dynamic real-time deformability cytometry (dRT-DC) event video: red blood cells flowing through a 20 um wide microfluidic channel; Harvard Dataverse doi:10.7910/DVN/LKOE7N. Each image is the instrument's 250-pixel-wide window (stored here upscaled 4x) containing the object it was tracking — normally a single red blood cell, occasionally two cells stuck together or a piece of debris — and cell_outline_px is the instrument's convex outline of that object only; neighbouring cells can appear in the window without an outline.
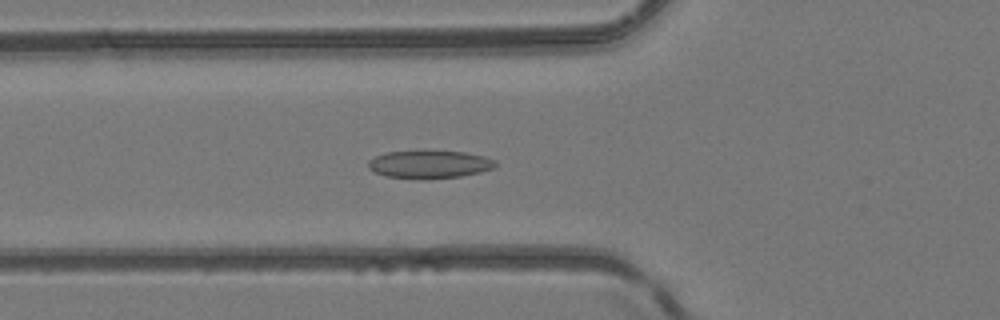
{"species": "common noctule bat (a hibernating species)", "species_latin": "Nyctalus noctula", "temperature_condition": "room temperature", "stored_images_in_passage": 30, "camera_frame_rate_fps": 3000, "um_per_image_px": 0.085, "animal": {"sex": "female", "body_mass_g": 24.6, "forearm_length_mm": 56.2}, "frame": {"image": 1, "passage_image": 19, "time_ms": 6.0, "image_size_px": [1000, 320], "cell_outline_px": [[496, 164], [492, 168], [480, 172], [460, 176], [424, 180], [420, 180], [384, 176], [368, 168], [368, 160], [376, 156], [388, 152], [464, 152], [484, 156], [496, 160]], "centroid_in_image_um": [36.49, 14.0], "position_along_channel_um": 89.3, "area_um2": 20.46}}
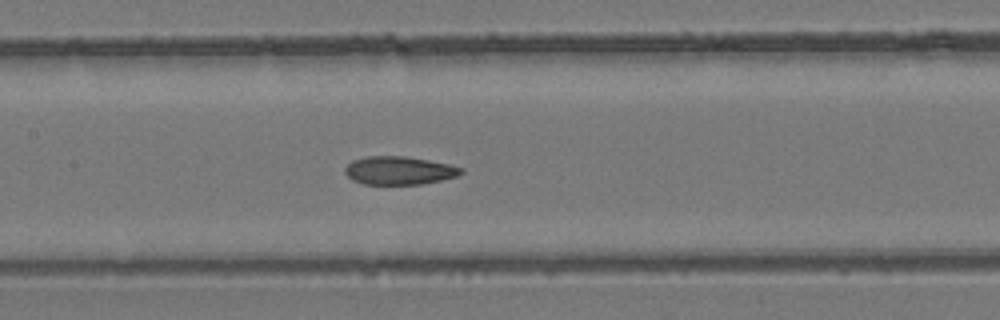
{"frame": {"image": 2, "passage_image": 25, "time_ms": 8.0, "image_size_px": [1000, 320], "cell_outline_px": [[464, 172], [456, 176], [440, 180], [420, 184], [364, 184], [352, 180], [344, 172], [344, 168], [352, 160], [368, 156], [404, 156], [428, 160], [448, 164], [464, 168]], "centroid_in_image_um": [33.9, 14.49], "position_along_channel_um": 173.5, "area_um2": 19.02}}
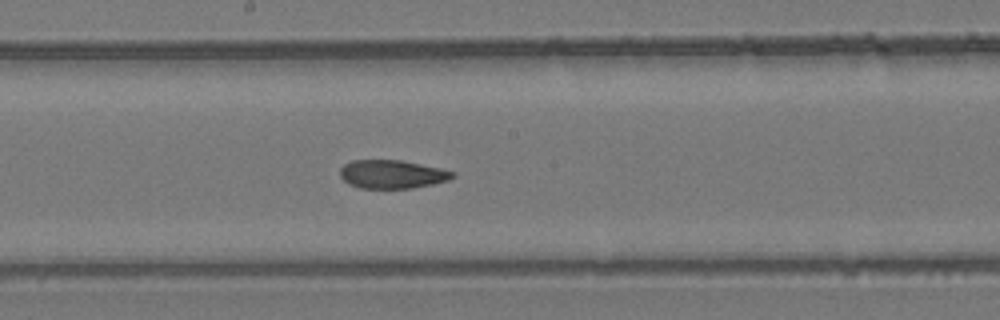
{"frame": {"image": 3, "passage_image": 28, "time_ms": 9.0, "image_size_px": [1000, 320], "cell_outline_px": [[456, 176], [448, 180], [432, 184], [412, 188], [360, 188], [348, 184], [340, 176], [340, 168], [344, 164], [352, 160], [400, 160], [440, 168], [456, 172]], "centroid_in_image_um": [33.32, 14.81], "position_along_channel_um": 214.9, "area_um2": 18.67}}